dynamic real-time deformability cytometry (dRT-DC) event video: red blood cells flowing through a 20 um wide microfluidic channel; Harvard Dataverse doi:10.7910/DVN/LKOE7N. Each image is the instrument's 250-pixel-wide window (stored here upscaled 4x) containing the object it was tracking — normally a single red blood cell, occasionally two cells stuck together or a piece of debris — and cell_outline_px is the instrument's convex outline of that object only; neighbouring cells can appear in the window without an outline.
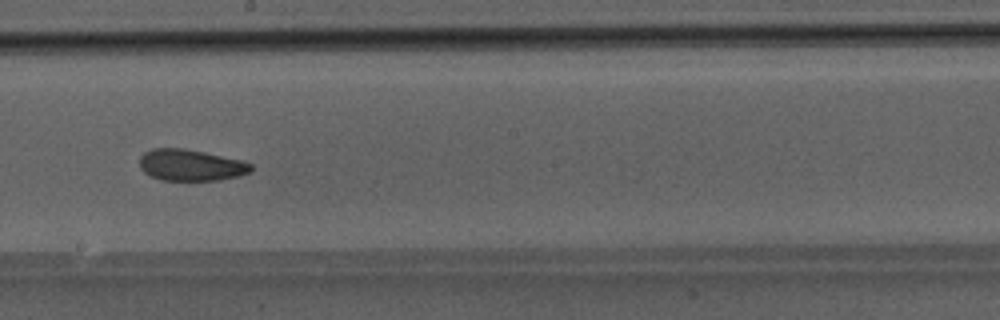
{"species": "Egyptian fruit bat (a non-hibernating species)", "species_latin": "Rousettus aegyptiacus", "temperature_condition": "room temperature", "stored_images_in_passage": 41, "camera_frame_rate_fps": 3000, "um_per_image_px": 0.085, "animal": {"sex": "male"}, "frame": {"image": 1, "passage_image": 24, "time_ms": 7.667, "image_size_px": [1000, 320], "cell_outline_px": [[252, 172], [240, 176], [220, 180], [160, 180], [144, 172], [140, 168], [140, 156], [144, 152], [152, 148], [184, 148], [204, 152], [240, 160], [252, 164]], "centroid_in_image_um": [16.22, 14.04], "position_along_channel_um": 232.0, "area_um2": 20.46}}